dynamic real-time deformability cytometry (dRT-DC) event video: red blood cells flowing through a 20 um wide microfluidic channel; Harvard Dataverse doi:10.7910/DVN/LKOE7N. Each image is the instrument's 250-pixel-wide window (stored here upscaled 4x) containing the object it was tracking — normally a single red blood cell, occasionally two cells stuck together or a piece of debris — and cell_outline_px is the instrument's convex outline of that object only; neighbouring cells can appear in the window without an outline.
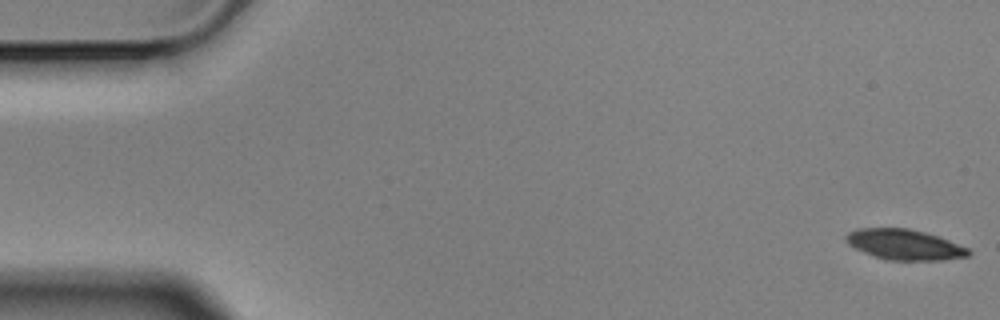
{"species": "Egyptian fruit bat (a non-hibernating species)", "species_latin": "Rousettus aegyptiacus", "temperature_condition": "cold", "stored_images_in_passage": 11, "camera_frame_rate_fps": 3000, "um_per_image_px": 0.085, "animal": {"sex": "male"}, "frame": {"image": 1, "passage_image": 1, "time_ms": 0.0, "image_size_px": [1000, 320], "cell_outline_px": [[972, 252], [968, 256], [944, 260], [892, 260], [876, 256], [864, 252], [848, 244], [844, 236], [848, 232], [856, 228], [908, 228], [940, 236], [968, 248]], "centroid_in_image_um": [76.9, 20.78], "position_along_channel_um": 8.1, "area_um2": 21.68}}
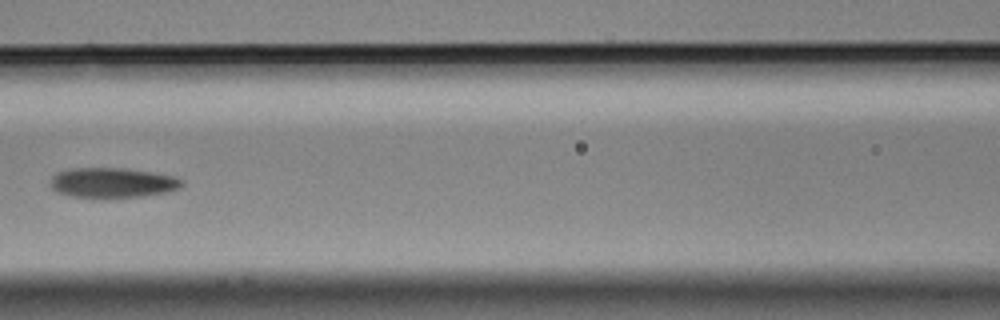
{"frame": {"image": 2, "passage_image": 7, "time_ms": 2.0, "image_size_px": [1000, 320], "cell_outline_px": [[184, 184], [180, 188], [168, 192], [140, 196], [72, 196], [56, 192], [52, 188], [52, 176], [56, 172], [68, 168], [124, 168], [152, 172], [176, 176], [184, 180]], "centroid_in_image_um": [9.6, 15.5], "position_along_channel_um": 157.0, "area_um2": 22.72}}
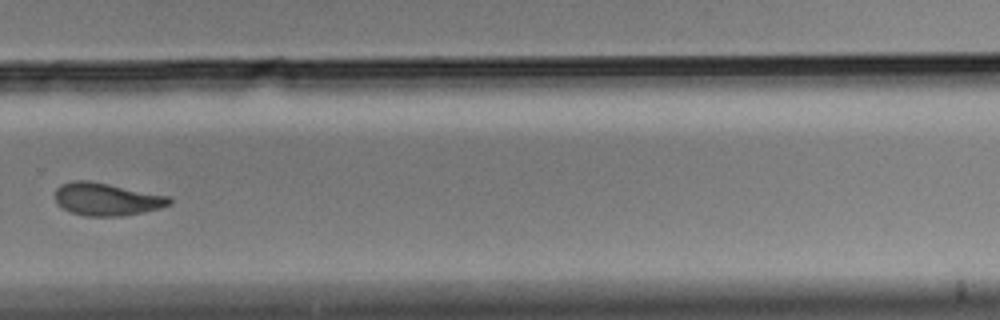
{"frame": {"image": 3, "passage_image": 11, "time_ms": 3.333, "image_size_px": [1000, 320], "cell_outline_px": [[172, 204], [160, 208], [144, 212], [124, 216], [84, 216], [72, 212], [56, 204], [56, 188], [60, 184], [72, 180], [88, 180], [168, 196], [172, 200]], "centroid_in_image_um": [9.06, 16.93], "position_along_channel_um": 320.7, "area_um2": 21.73}}